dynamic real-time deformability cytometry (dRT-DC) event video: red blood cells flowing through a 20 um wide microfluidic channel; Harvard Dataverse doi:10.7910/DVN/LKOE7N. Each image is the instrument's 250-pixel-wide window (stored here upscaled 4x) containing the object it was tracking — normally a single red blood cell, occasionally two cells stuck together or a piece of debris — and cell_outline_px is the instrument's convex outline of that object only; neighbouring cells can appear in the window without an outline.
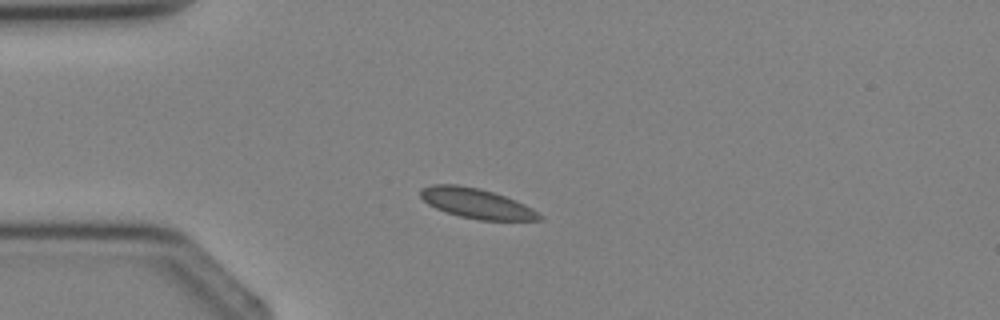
{"species": "Egyptian fruit bat (a non-hibernating species)", "species_latin": "Rousettus aegyptiacus", "temperature_condition": "cold", "stored_images_in_passage": 1, "camera_frame_rate_fps": 3000, "um_per_image_px": 0.085, "animal": {"sex": "female"}, "frame": {"image": 1, "passage_image": 1, "time_ms": 0.0, "image_size_px": [1000, 320], "cell_outline_px": [[540, 220], [480, 220], [460, 216], [436, 208], [428, 204], [420, 196], [420, 188], [432, 184], [456, 184], [480, 188], [516, 200], [532, 208], [540, 216]], "centroid_in_image_um": [40.46, 17.27], "position_along_channel_um": 44.5, "area_um2": 20.52}}